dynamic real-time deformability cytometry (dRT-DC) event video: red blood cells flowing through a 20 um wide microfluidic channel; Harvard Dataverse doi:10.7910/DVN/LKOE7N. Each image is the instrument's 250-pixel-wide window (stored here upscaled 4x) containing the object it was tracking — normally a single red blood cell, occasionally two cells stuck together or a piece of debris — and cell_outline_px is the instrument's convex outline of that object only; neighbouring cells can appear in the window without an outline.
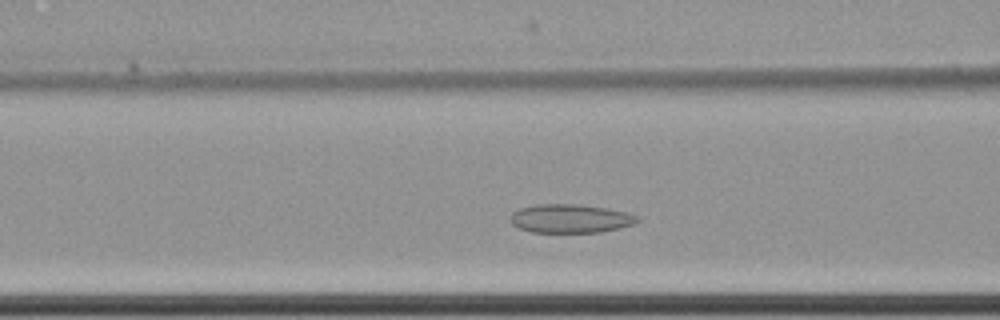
{"species": "common noctule bat (a hibernating species)", "species_latin": "Nyctalus noctula", "temperature_condition": "cold", "stored_images_in_passage": 39, "camera_frame_rate_fps": 3000, "um_per_image_px": 0.085, "animal": {"sex": "female", "body_mass_g": 22.7, "forearm_length_mm": 54.2}, "frame": {"image": 1, "passage_image": 13, "time_ms": 4.0, "image_size_px": [1000, 320], "cell_outline_px": [[640, 220], [632, 224], [620, 228], [600, 232], [532, 232], [520, 228], [512, 224], [512, 212], [520, 208], [536, 204], [580, 204], [628, 212], [636, 216]], "centroid_in_image_um": [48.49, 18.57], "position_along_channel_um": 118.1, "area_um2": 21.04}}
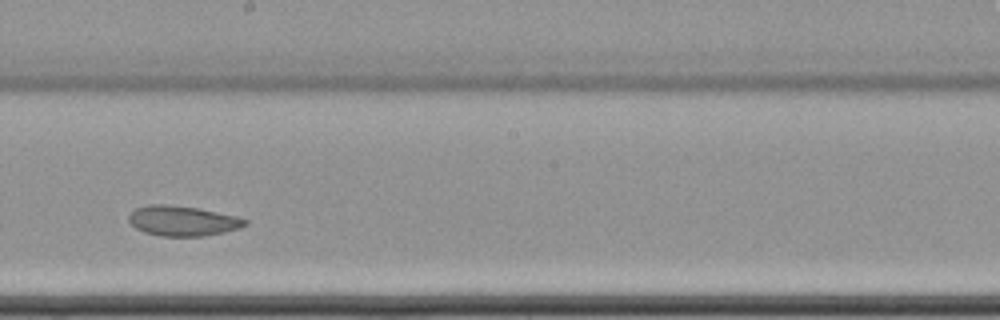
{"frame": {"image": 2, "passage_image": 23, "time_ms": 7.333, "image_size_px": [1000, 320], "cell_outline_px": [[248, 224], [240, 228], [224, 232], [204, 236], [160, 236], [144, 232], [136, 228], [128, 220], [128, 216], [136, 208], [148, 204], [168, 204], [196, 208], [236, 216], [248, 220]], "centroid_in_image_um": [15.52, 18.77], "position_along_channel_um": 232.7, "area_um2": 20.35}}
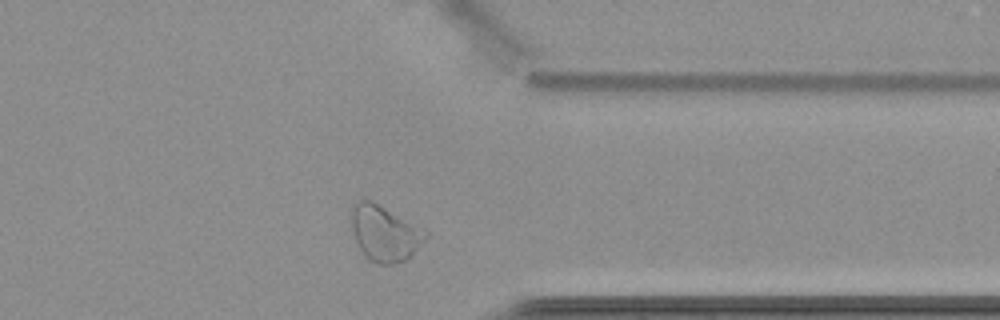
{"frame": {"image": 3, "passage_image": 36, "time_ms": 11.667, "image_size_px": [1000, 320], "cell_outline_px": [[428, 236], [404, 260], [392, 264], [376, 264], [368, 260], [364, 256], [356, 240], [348, 220], [348, 212], [352, 204], [364, 196], [372, 200], [428, 232]], "centroid_in_image_um": [32.58, 19.77], "position_along_channel_um": 378.8, "area_um2": 24.28}, "authors_computed_cell_mechanics": {"area_um2": 21.0392, "velocity_mm_per_s": 3.4379, "shape_relaxation_time_tau1_ms": 5.5444, "shape_relaxation_time_tau2_ms": 2.5067, "deformation_change_tau1": 0.0765, "deformation_change_tau2": 0.0521}}